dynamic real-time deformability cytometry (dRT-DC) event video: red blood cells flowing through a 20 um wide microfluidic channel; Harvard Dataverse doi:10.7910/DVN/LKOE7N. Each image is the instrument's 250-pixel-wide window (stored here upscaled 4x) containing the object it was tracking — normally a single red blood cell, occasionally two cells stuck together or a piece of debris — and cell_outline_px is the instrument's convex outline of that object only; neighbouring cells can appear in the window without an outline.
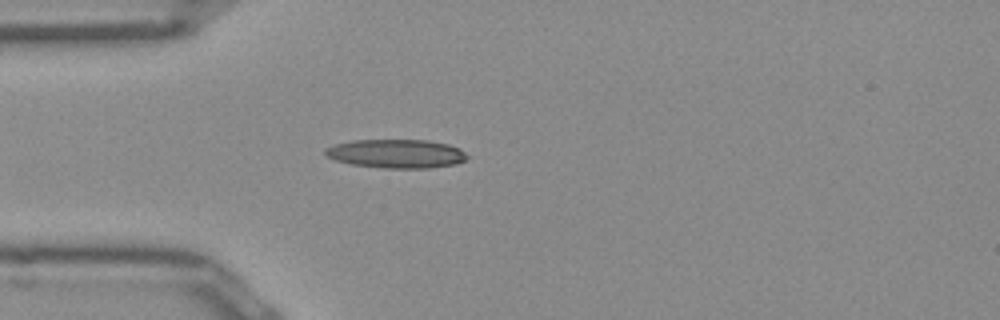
{"species": "Egyptian fruit bat (a non-hibernating species)", "species_latin": "Rousettus aegyptiacus", "temperature_condition": "room temperature", "stored_images_in_passage": 30, "camera_frame_rate_fps": 3000, "um_per_image_px": 0.085, "frame": {"image": 1, "passage_image": 10, "time_ms": 3.0, "image_size_px": [1000, 320], "cell_outline_px": [[468, 156], [464, 160], [456, 164], [428, 168], [384, 168], [352, 164], [336, 160], [328, 156], [324, 152], [324, 148], [336, 144], [352, 140], [424, 140], [448, 144], [460, 148]], "centroid_in_image_um": [33.69, 13.06], "position_along_channel_um": 51.3, "area_um2": 23.64}}
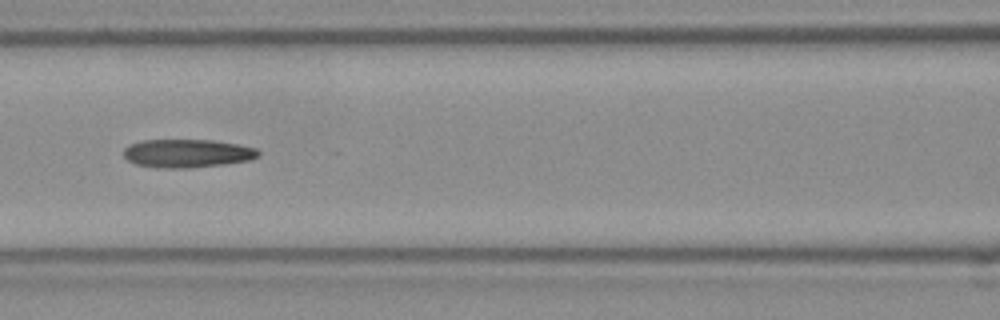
{"frame": {"image": 2, "passage_image": 18, "time_ms": 5.667, "image_size_px": [1000, 320], "cell_outline_px": [[260, 152], [256, 156], [248, 160], [224, 164], [188, 168], [156, 168], [136, 164], [128, 160], [124, 156], [124, 148], [128, 144], [144, 140], [212, 140], [236, 144], [256, 148]], "centroid_in_image_um": [15.86, 13.03], "position_along_channel_um": 150.7, "area_um2": 22.14}}
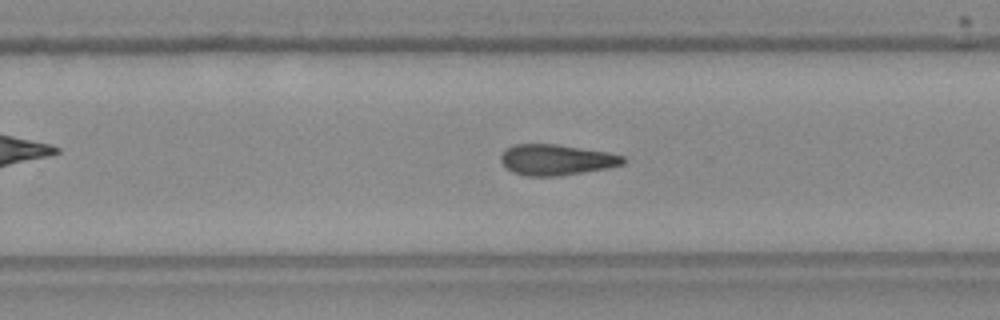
{"frame": {"image": 3, "passage_image": 28, "time_ms": 9.0, "image_size_px": [1000, 320], "cell_outline_px": [[624, 164], [608, 168], [560, 176], [524, 176], [512, 172], [500, 160], [500, 156], [504, 148], [516, 144], [556, 144], [608, 152], [624, 156]], "centroid_in_image_um": [47.27, 13.58], "position_along_channel_um": 282.5, "area_um2": 22.02}}